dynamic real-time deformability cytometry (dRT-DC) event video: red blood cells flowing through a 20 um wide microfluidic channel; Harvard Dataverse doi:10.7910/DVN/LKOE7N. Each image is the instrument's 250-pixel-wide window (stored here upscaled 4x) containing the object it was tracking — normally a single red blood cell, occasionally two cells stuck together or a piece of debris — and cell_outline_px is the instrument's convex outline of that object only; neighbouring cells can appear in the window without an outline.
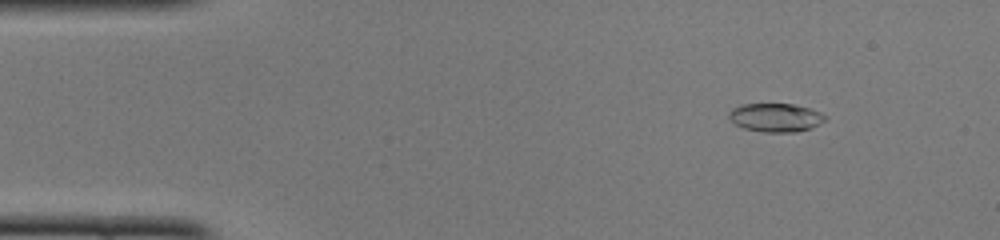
{"species": "common noctule bat (a hibernating species)", "species_latin": "Nyctalus noctula", "temperature_condition": "cold", "stored_images_in_passage": 49, "camera_frame_rate_fps": 3000, "um_per_image_px": 0.085, "animal": {"sex": "female", "body_mass_g": 22.0, "forearm_length_mm": 56.7}, "frame": {"image": 1, "passage_image": 6, "time_ms": 1.667, "image_size_px": [1000, 240], "cell_outline_px": [[828, 116], [820, 124], [812, 128], [796, 132], [760, 132], [744, 128], [736, 124], [728, 116], [728, 112], [732, 108], [740, 104], [792, 104], [808, 108], [820, 112]], "centroid_in_image_um": [65.93, 9.99], "position_along_channel_um": 19.1, "area_um2": 16.07}}
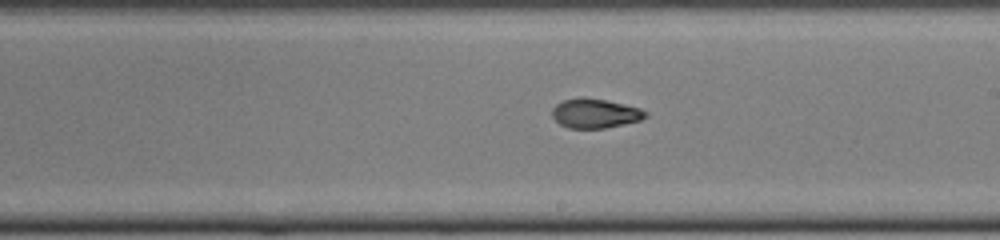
{"frame": {"image": 2, "passage_image": 28, "time_ms": 9.0, "image_size_px": [1000, 240], "cell_outline_px": [[648, 116], [640, 120], [624, 124], [604, 128], [568, 128], [560, 124], [552, 116], [552, 108], [556, 104], [564, 100], [580, 96], [584, 96], [608, 100], [640, 108], [648, 112]], "centroid_in_image_um": [50.58, 9.62], "position_along_channel_um": 238.4, "area_um2": 16.18}}
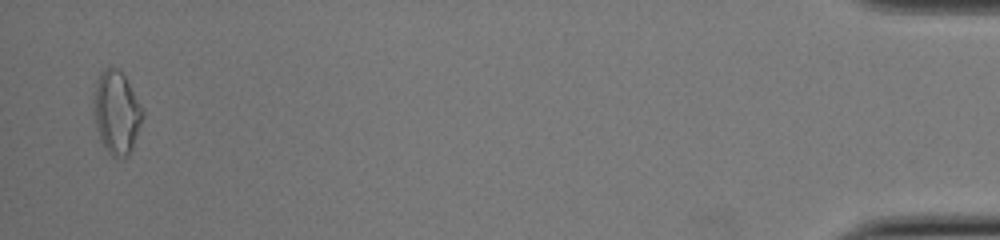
{"frame": {"image": 3, "passage_image": 48, "time_ms": 15.667, "image_size_px": [1000, 240], "cell_outline_px": [[144, 116], [132, 148], [128, 156], [112, 156], [108, 152], [100, 140], [92, 108], [92, 84], [100, 72], [104, 68], [112, 64], [124, 76], [140, 104], [144, 112]], "centroid_in_image_um": [9.85, 9.49], "position_along_channel_um": 425.3, "area_um2": 23.99}, "authors_computed_cell_mechanics": {"area_um2": 16.4152, "velocity_mm_per_s": 4.1095, "shape_relaxation_time_tau1_ms": null, "shape_relaxation_time_tau2_ms": 3.258, "deformation_change_tau1": null, "deformation_change_tau2": 0.058}}